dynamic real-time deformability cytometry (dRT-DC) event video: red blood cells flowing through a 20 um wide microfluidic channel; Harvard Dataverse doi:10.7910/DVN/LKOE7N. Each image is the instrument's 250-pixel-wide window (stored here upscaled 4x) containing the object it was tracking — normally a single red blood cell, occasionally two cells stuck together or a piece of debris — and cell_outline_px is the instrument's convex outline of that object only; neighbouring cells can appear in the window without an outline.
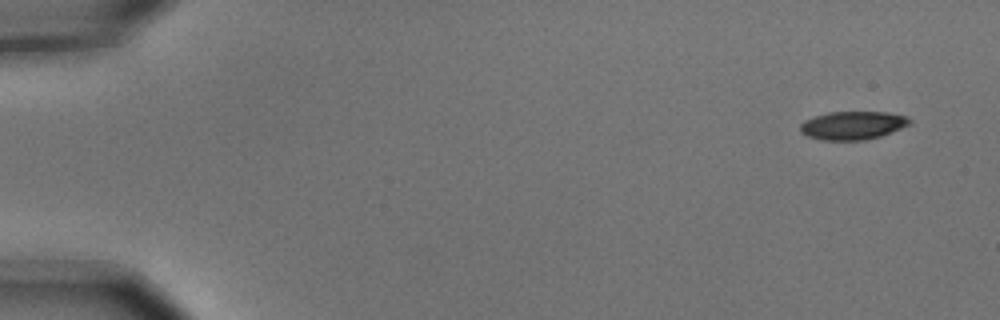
{"species": "common noctule bat (a hibernating species)", "species_latin": "Nyctalus noctula", "temperature_condition": "cold", "stored_images_in_passage": 5, "camera_frame_rate_fps": 3000, "um_per_image_px": 0.085, "animal": {"sex": "male", "body_mass_g": 15.6}, "frame": {"image": 1, "passage_image": 1, "time_ms": 0.0, "image_size_px": [1000, 320], "cell_outline_px": [[912, 124], [880, 136], [864, 140], [824, 140], [808, 136], [800, 132], [800, 124], [804, 120], [812, 116], [828, 112], [888, 112], [908, 116], [912, 120]], "centroid_in_image_um": [72.49, 10.64], "position_along_channel_um": 12.5, "area_um2": 18.21}}
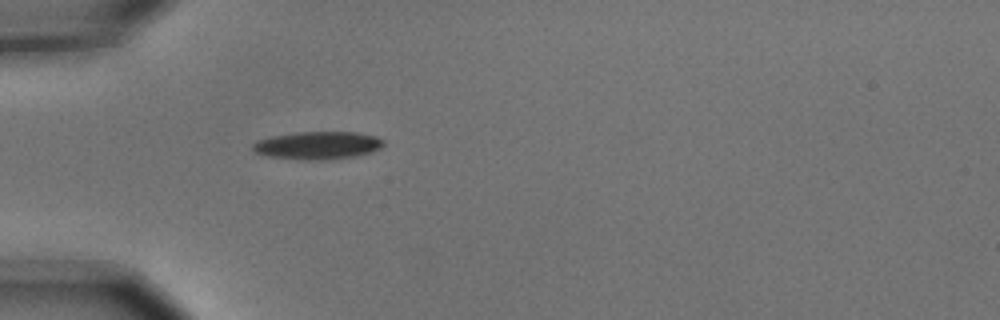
{"frame": {"image": 2, "passage_image": 5, "time_ms": 1.333, "image_size_px": [1000, 320], "cell_outline_px": [[384, 144], [380, 148], [372, 152], [356, 156], [336, 160], [300, 160], [268, 156], [256, 152], [252, 148], [252, 144], [256, 140], [272, 136], [296, 132], [356, 132], [376, 136], [384, 140]], "centroid_in_image_um": [27.02, 12.37], "position_along_channel_um": 58.0, "area_um2": 21.5}}